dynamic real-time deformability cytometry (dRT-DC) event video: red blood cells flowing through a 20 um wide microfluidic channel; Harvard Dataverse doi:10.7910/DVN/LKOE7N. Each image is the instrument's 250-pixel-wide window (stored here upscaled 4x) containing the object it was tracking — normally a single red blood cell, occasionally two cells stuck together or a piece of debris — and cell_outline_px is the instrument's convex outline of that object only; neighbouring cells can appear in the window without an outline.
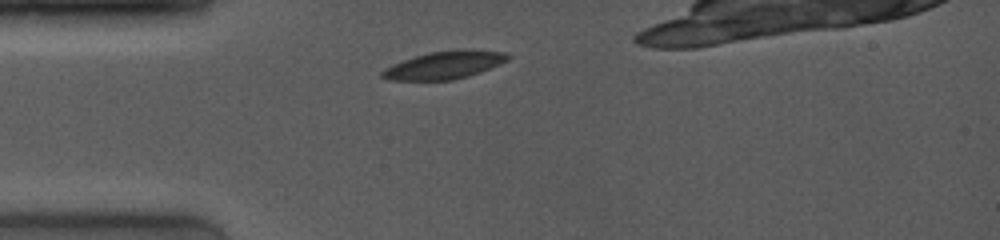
{"species": "common noctule bat (a hibernating species)", "species_latin": "Nyctalus noctula", "temperature_condition": "room temperature", "stored_images_in_passage": 12, "camera_frame_rate_fps": 4000, "um_per_image_px": 0.085, "animal": {"sex": "female", "body_mass_g": 19.0, "forearm_length_mm": 53.3}, "frame": {"image": 1, "passage_image": 3, "time_ms": 1.75, "image_size_px": [1000, 240], "cell_outline_px": [[512, 56], [508, 60], [500, 64], [480, 72], [468, 76], [452, 80], [388, 80], [380, 76], [380, 72], [384, 68], [392, 64], [428, 52], [456, 48], [464, 48], [504, 52]], "centroid_in_image_um": [37.78, 5.51], "position_along_channel_um": 47.2, "area_um2": 20.63}}
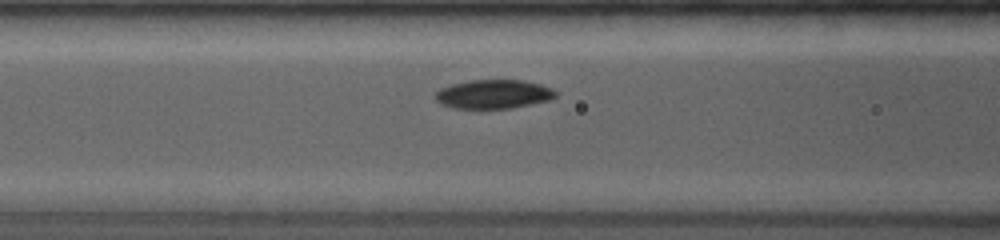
{"frame": {"image": 2, "passage_image": 6, "time_ms": 4.0, "image_size_px": [1000, 240], "cell_outline_px": [[556, 96], [552, 100], [512, 108], [452, 108], [440, 104], [436, 100], [436, 92], [440, 88], [452, 84], [468, 80], [524, 80], [540, 84], [552, 88], [556, 92]], "centroid_in_image_um": [41.96, 8.0], "position_along_channel_um": 124.6, "area_um2": 20.4}}